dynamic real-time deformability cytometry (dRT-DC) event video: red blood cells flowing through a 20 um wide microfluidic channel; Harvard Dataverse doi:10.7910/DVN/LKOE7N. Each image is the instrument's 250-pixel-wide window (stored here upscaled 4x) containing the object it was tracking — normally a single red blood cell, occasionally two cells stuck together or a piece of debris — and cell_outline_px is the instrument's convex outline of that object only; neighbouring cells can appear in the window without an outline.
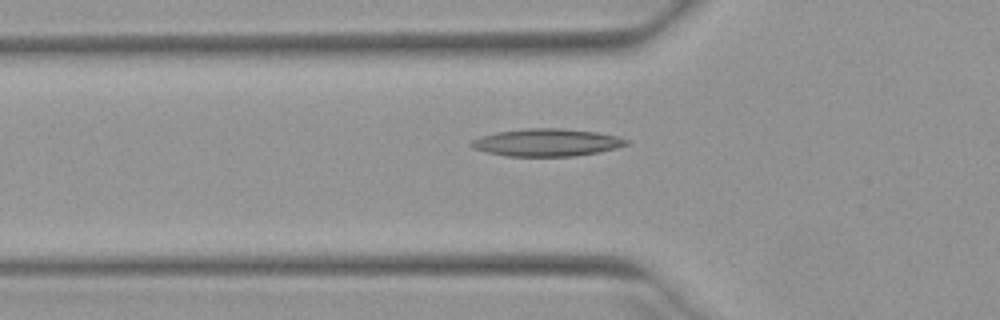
{"species": "Egyptian fruit bat (a non-hibernating species)", "species_latin": "Rousettus aegyptiacus", "temperature_condition": "warm", "stored_images_in_passage": 34, "camera_frame_rate_fps": 3000, "um_per_image_px": 0.085, "animal": {"sex": "female"}, "frame": {"image": 1, "passage_image": 5, "time_ms": 1.333, "image_size_px": [1000, 320], "cell_outline_px": [[632, 140], [628, 144], [616, 148], [576, 156], [504, 156], [484, 152], [472, 148], [468, 144], [472, 140], [480, 136], [496, 132], [528, 128], [564, 128], [596, 132], [616, 136]], "centroid_in_image_um": [46.44, 12.11], "position_along_channel_um": 79.4, "area_um2": 25.03}}
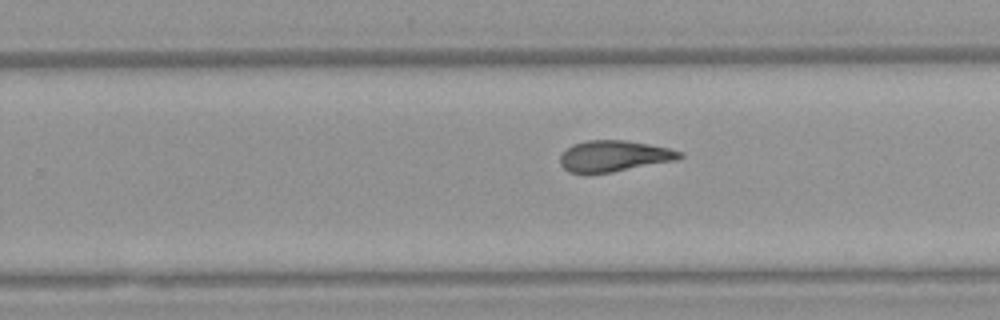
{"frame": {"image": 2, "passage_image": 20, "time_ms": 6.333, "image_size_px": [1000, 320], "cell_outline_px": [[684, 156], [680, 160], [612, 172], [588, 176], [568, 172], [560, 164], [560, 156], [572, 144], [588, 140], [624, 140], [648, 144], [668, 148], [684, 152]], "centroid_in_image_um": [52.19, 13.3], "position_along_channel_um": 277.6, "area_um2": 22.25}}
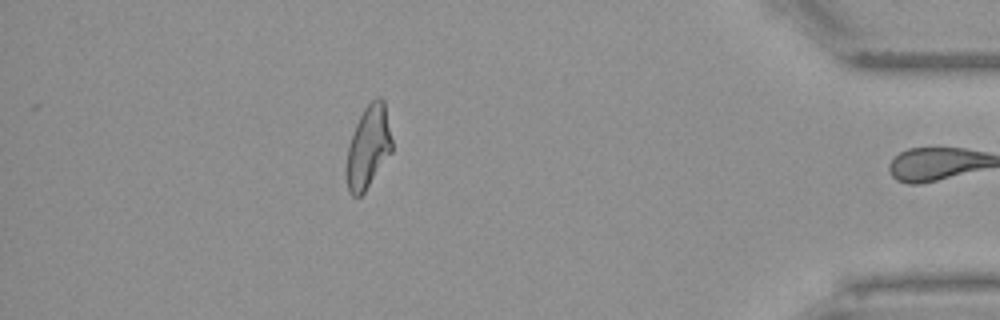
{"frame": {"image": 3, "passage_image": 33, "time_ms": 10.667, "image_size_px": [1000, 320], "cell_outline_px": [[392, 152], [364, 192], [360, 196], [352, 196], [348, 188], [344, 172], [344, 168], [348, 144], [356, 124], [364, 108], [376, 96], [380, 96], [384, 100], [392, 140]], "centroid_in_image_um": [31.28, 12.5], "position_along_channel_um": 403.9, "area_um2": 22.14}, "authors_computed_cell_mechanics": {"area_um2": 22.253, "velocity_mm_per_s": 3.97, "shape_relaxation_time_tau1_ms": null, "shape_relaxation_time_tau2_ms": 2.5952, "deformation_change_tau1": null, "deformation_change_tau2": 0.1217}}